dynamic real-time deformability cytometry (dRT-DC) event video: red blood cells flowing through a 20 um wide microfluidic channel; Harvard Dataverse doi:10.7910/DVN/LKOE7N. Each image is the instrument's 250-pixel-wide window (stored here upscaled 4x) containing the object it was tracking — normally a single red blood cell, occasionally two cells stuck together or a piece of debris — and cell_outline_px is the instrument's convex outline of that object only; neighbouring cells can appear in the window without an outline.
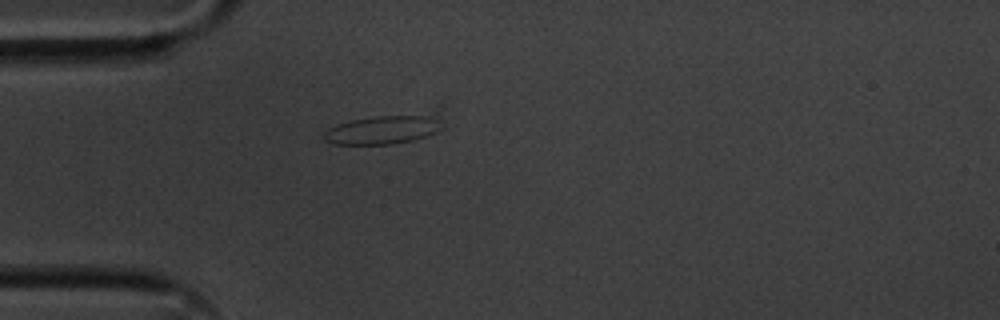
{"species": "common noctule bat (a hibernating species)", "species_latin": "Nyctalus noctula", "temperature_condition": "cold", "stored_images_in_passage": 35, "camera_frame_rate_fps": 3000, "um_per_image_px": 0.085, "animal": {"sex": "male", "body_mass_g": 20.1, "forearm_length_mm": 53.5}, "frame": {"image": 1, "passage_image": 1, "time_ms": 0.0, "image_size_px": [1000, 320], "cell_outline_px": [[440, 128], [424, 136], [412, 140], [392, 144], [336, 144], [324, 140], [324, 132], [328, 128], [336, 124], [352, 120], [376, 116], [428, 116], [436, 120]], "centroid_in_image_um": [32.38, 11.06], "position_along_channel_um": 52.6, "area_um2": 18.73}}
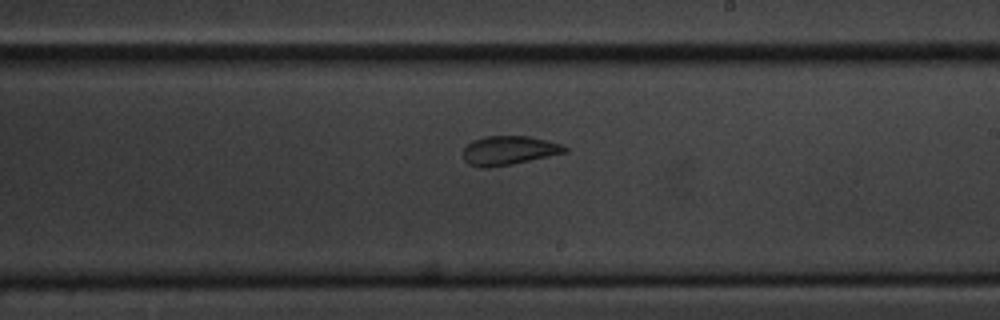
{"frame": {"image": 2, "passage_image": 18, "time_ms": 5.667, "image_size_px": [1000, 320], "cell_outline_px": [[568, 152], [512, 164], [488, 168], [480, 168], [468, 164], [464, 160], [464, 148], [472, 140], [484, 136], [528, 136], [548, 140], [560, 144], [568, 148]], "centroid_in_image_um": [43.24, 12.79], "position_along_channel_um": 245.8, "area_um2": 17.28}}
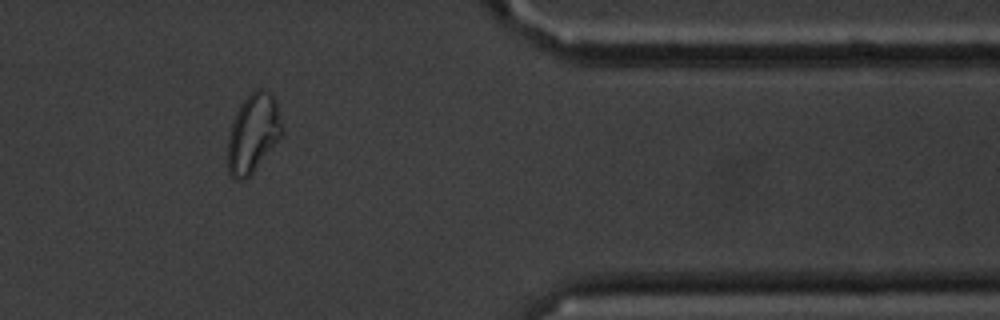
{"frame": {"image": 3, "passage_image": 32, "time_ms": 10.333, "image_size_px": [1000, 320], "cell_outline_px": [[284, 128], [280, 136], [252, 172], [244, 180], [236, 180], [228, 172], [228, 136], [236, 112], [240, 104], [256, 88], [260, 88], [272, 92], [276, 100]], "centroid_in_image_um": [21.52, 11.28], "position_along_channel_um": 389.9, "area_um2": 24.62}, "authors_computed_cell_mechanics": {"area_um2": 17.2244, "velocity_mm_per_s": 3.5373, "shape_relaxation_time_tau1_ms": null, "shape_relaxation_time_tau2_ms": 0.8277, "deformation_change_tau1": null, "deformation_change_tau2": 0.0488}}